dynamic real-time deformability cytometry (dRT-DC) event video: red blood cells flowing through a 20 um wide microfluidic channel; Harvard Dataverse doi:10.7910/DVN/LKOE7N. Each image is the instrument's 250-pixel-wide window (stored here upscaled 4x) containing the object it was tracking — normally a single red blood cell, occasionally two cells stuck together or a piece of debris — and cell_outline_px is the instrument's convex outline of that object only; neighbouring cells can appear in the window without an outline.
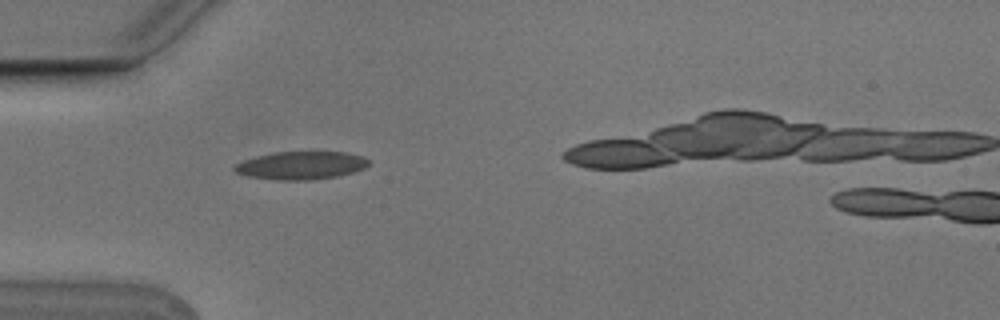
{"species": "Egyptian fruit bat (a non-hibernating species)", "species_latin": "Rousettus aegyptiacus", "temperature_condition": "cold", "stored_images_in_passage": 2, "camera_frame_rate_fps": 3000, "um_per_image_px": 0.085, "animal": {"sex": "male"}, "frame": {"image": 1, "passage_image": 1, "time_ms": 0.0, "image_size_px": [1000, 320], "cell_outline_px": [[368, 164], [364, 168], [352, 172], [336, 176], [312, 180], [280, 180], [248, 176], [236, 172], [232, 168], [236, 164], [244, 160], [276, 152], [344, 152], [364, 156], [368, 160]], "centroid_in_image_um": [25.6, 14.06], "position_along_channel_um": 59.4, "area_um2": 21.56}}